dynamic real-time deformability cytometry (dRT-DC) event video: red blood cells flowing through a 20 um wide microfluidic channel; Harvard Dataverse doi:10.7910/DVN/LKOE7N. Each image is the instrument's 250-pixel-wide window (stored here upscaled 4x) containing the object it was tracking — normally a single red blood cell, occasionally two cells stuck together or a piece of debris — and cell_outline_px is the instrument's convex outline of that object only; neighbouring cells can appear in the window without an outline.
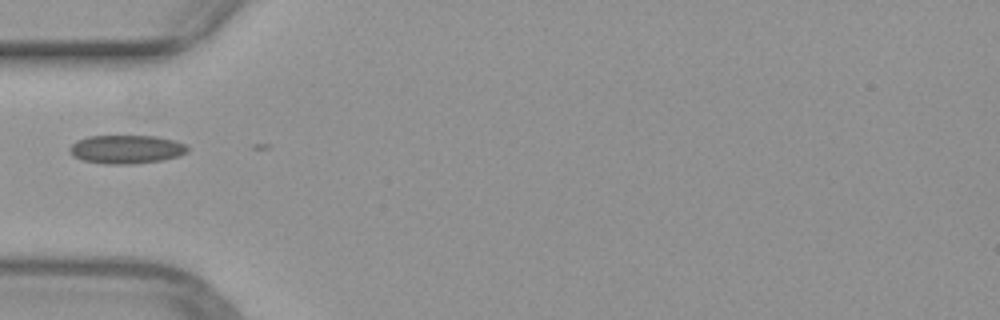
{"species": "common noctule bat (a hibernating species)", "species_latin": "Nyctalus noctula", "temperature_condition": "warm", "stored_images_in_passage": 11, "camera_frame_rate_fps": 3000, "um_per_image_px": 0.085, "animal": {"sex": "female", "body_mass_g": 29.2, "forearm_length_mm": 56.3}, "frame": {"image": 1, "passage_image": 1, "time_ms": 0.0, "image_size_px": [1000, 320], "cell_outline_px": [[188, 152], [180, 156], [160, 160], [128, 164], [104, 164], [84, 160], [72, 156], [68, 148], [76, 140], [88, 136], [156, 136], [176, 140], [188, 144]], "centroid_in_image_um": [10.76, 12.68], "position_along_channel_um": 74.2, "area_um2": 19.77}}
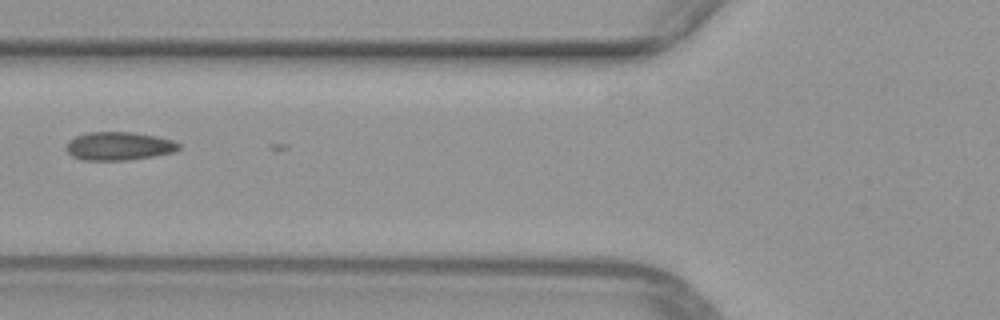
{"frame": {"image": 2, "passage_image": 4, "time_ms": 1.0, "image_size_px": [1000, 320], "cell_outline_px": [[180, 148], [172, 152], [152, 156], [128, 160], [80, 160], [72, 156], [64, 148], [68, 140], [76, 136], [88, 132], [136, 132], [156, 136], [172, 140], [180, 144]], "centroid_in_image_um": [10.06, 12.41], "position_along_channel_um": 115.7, "area_um2": 18.67}}
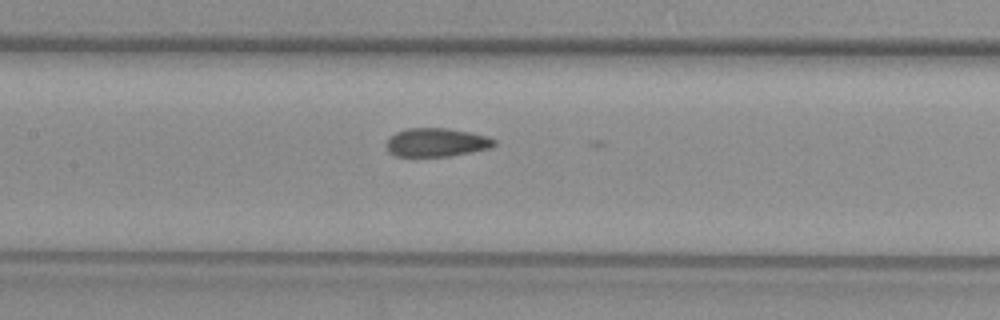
{"frame": {"image": 3, "passage_image": 8, "time_ms": 2.333, "image_size_px": [1000, 320], "cell_outline_px": [[496, 144], [492, 148], [472, 152], [448, 156], [396, 156], [388, 152], [388, 140], [396, 132], [408, 128], [448, 128], [488, 136], [496, 140]], "centroid_in_image_um": [37.15, 12.1], "position_along_channel_um": 170.3, "area_um2": 17.86}}